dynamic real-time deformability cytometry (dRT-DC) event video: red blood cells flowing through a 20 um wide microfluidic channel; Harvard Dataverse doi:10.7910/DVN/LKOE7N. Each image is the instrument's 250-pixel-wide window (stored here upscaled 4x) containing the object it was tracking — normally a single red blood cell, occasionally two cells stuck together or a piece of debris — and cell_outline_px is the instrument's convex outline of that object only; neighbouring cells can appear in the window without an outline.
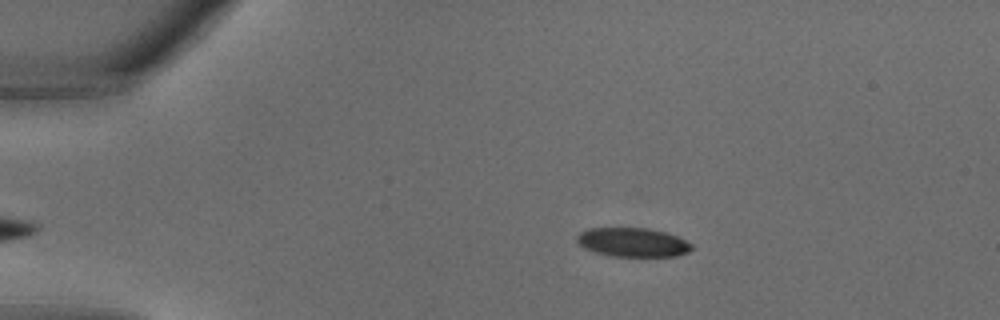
{"species": "common noctule bat (a hibernating species)", "species_latin": "Nyctalus noctula", "temperature_condition": "warm", "stored_images_in_passage": 28, "camera_frame_rate_fps": 3000, "um_per_image_px": 0.085, "animal": {"sex": "male", "body_mass_g": 18.8}, "frame": {"image": 1, "passage_image": 1, "time_ms": 0.0, "image_size_px": [1000, 320], "cell_outline_px": [[692, 248], [688, 252], [676, 256], [612, 256], [596, 252], [584, 248], [576, 240], [576, 236], [580, 232], [588, 228], [648, 228], [664, 232], [676, 236], [692, 244]], "centroid_in_image_um": [53.76, 20.59], "position_along_channel_um": 31.2, "area_um2": 19.25}}
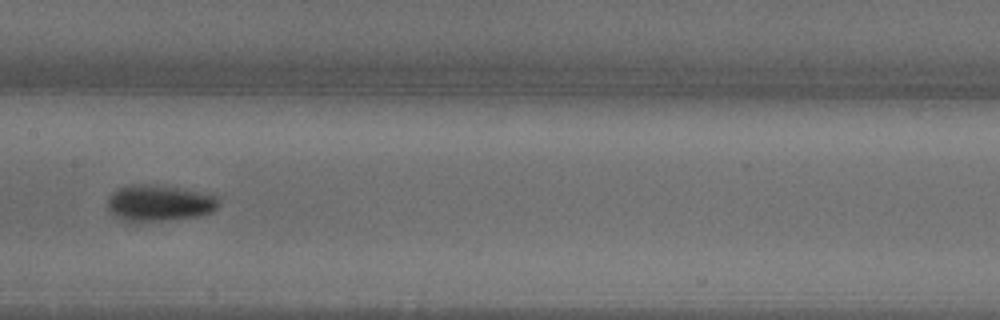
{"frame": {"image": 2, "passage_image": 12, "time_ms": 3.667, "image_size_px": [1000, 320], "cell_outline_px": [[220, 204], [212, 212], [196, 216], [132, 224], [120, 220], [112, 216], [108, 208], [108, 196], [116, 188], [132, 184], [152, 184], [204, 192], [220, 196]], "centroid_in_image_um": [13.49, 17.27], "position_along_channel_um": 193.9, "area_um2": 24.22}}
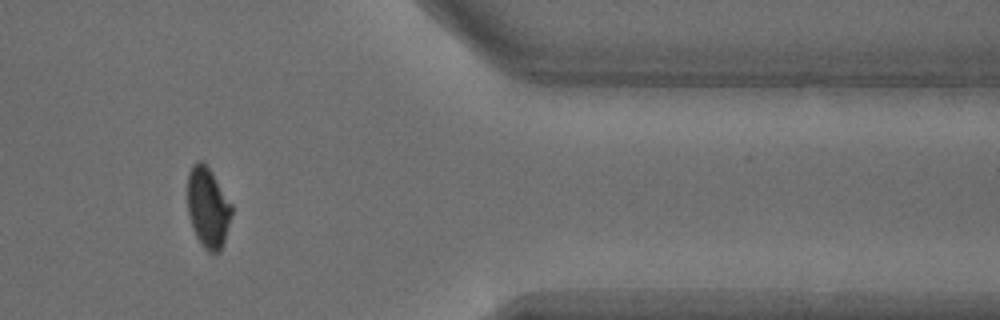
{"frame": {"image": 3, "passage_image": 23, "time_ms": 7.333, "image_size_px": [1000, 320], "cell_outline_px": [[232, 216], [220, 252], [208, 252], [200, 244], [192, 228], [188, 212], [188, 172], [192, 164], [196, 160], [200, 160], [212, 172], [232, 204]], "centroid_in_image_um": [17.67, 17.64], "position_along_channel_um": 393.7, "area_um2": 20.75}}